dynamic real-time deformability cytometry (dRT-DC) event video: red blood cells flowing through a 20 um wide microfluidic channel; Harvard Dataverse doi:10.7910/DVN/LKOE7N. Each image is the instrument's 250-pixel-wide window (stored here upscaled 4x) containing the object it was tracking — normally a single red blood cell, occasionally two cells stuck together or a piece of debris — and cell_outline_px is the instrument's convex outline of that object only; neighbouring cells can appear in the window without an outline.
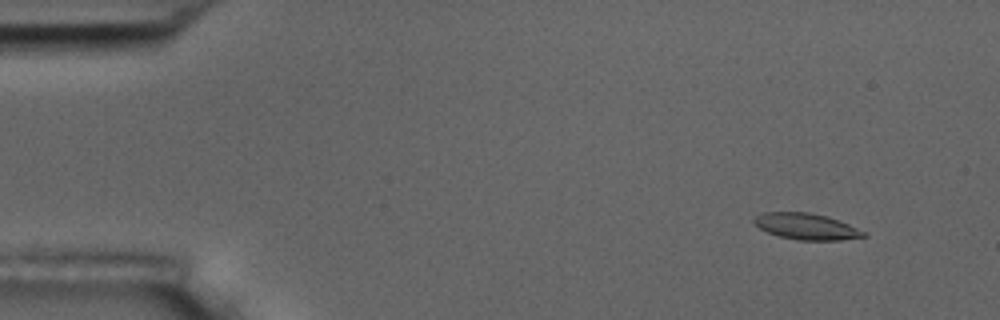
{"species": "common noctule bat (a hibernating species)", "species_latin": "Nyctalus noctula", "temperature_condition": "room temperature", "stored_images_in_passage": 4, "camera_frame_rate_fps": 3000, "um_per_image_px": 0.085, "animal": {"sex": "male", "body_mass_g": 17.5, "forearm_length_mm": 52.3}, "frame": {"image": 1, "passage_image": 1, "time_ms": 0.0, "image_size_px": [1000, 320], "cell_outline_px": [[868, 236], [840, 240], [796, 240], [780, 236], [768, 232], [760, 228], [752, 220], [756, 216], [764, 212], [808, 212], [828, 216], [848, 224], [864, 232]], "centroid_in_image_um": [68.53, 19.24], "position_along_channel_um": 16.5, "area_um2": 16.59}}
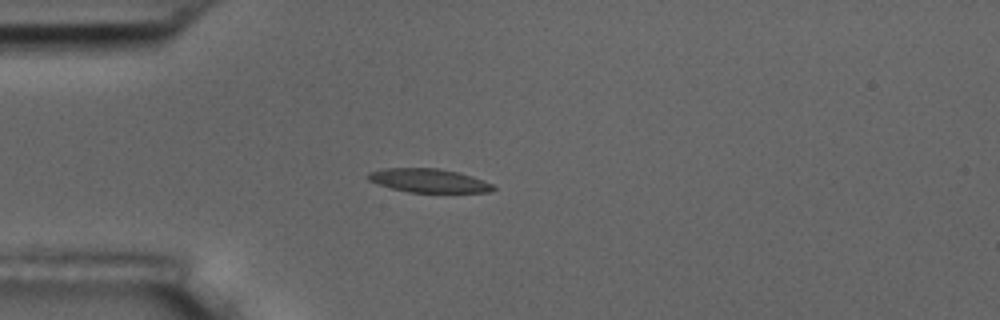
{"frame": {"image": 2, "passage_image": 4, "time_ms": 3.333, "image_size_px": [1000, 320], "cell_outline_px": [[496, 188], [488, 192], [408, 192], [392, 188], [368, 180], [368, 172], [384, 168], [440, 168], [472, 176], [484, 180], [492, 184]], "centroid_in_image_um": [36.44, 15.34], "position_along_channel_um": 48.6, "area_um2": 17.11}}